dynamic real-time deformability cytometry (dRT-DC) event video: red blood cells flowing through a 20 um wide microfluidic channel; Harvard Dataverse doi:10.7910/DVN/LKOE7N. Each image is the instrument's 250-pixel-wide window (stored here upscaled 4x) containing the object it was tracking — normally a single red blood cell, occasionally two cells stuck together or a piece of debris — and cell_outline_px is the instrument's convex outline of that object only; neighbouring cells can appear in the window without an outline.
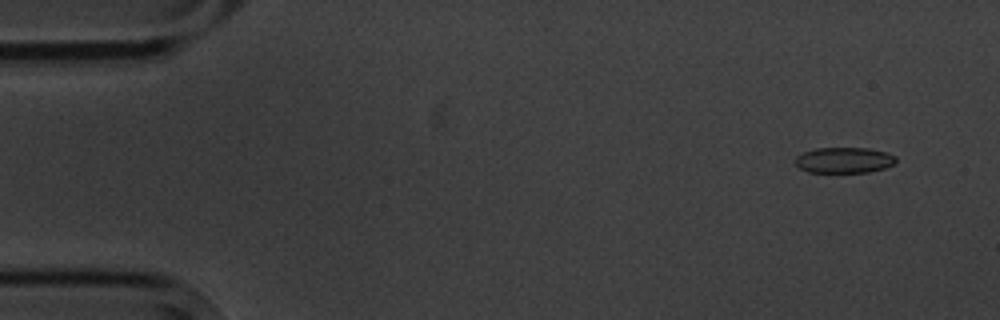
{"species": "common noctule bat (a hibernating species)", "species_latin": "Nyctalus noctula", "temperature_condition": "cold", "stored_images_in_passage": 7, "camera_frame_rate_fps": 3000, "um_per_image_px": 0.085, "animal": {"sex": "male", "body_mass_g": 20.1, "forearm_length_mm": 53.5}, "frame": {"image": 1, "passage_image": 1, "time_ms": 0.0, "image_size_px": [1000, 320], "cell_outline_px": [[896, 160], [892, 164], [884, 168], [868, 172], [808, 172], [800, 168], [796, 164], [796, 156], [804, 152], [816, 148], [868, 148], [888, 152], [896, 156]], "centroid_in_image_um": [71.76, 13.6], "position_along_channel_um": 13.2, "area_um2": 15.03}}
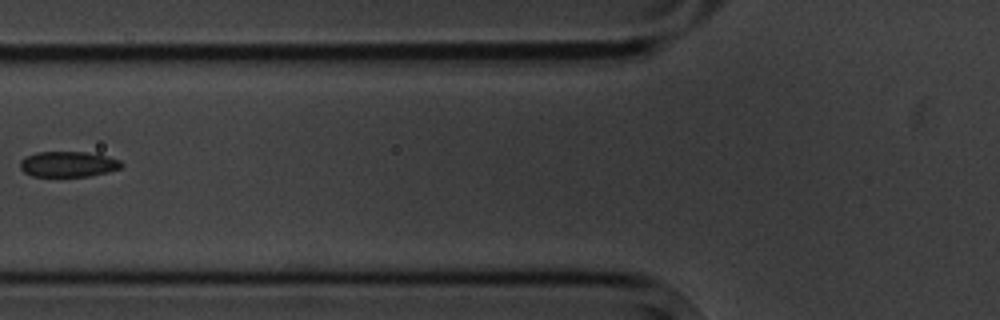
{"frame": {"image": 2, "passage_image": 6, "time_ms": 6.0, "image_size_px": [1000, 320], "cell_outline_px": [[124, 164], [120, 168], [108, 172], [88, 176], [32, 176], [24, 172], [20, 168], [20, 160], [24, 156], [36, 152], [84, 152], [108, 156], [120, 160]], "centroid_in_image_um": [5.78, 13.95], "position_along_channel_um": 120.0, "area_um2": 15.14}}
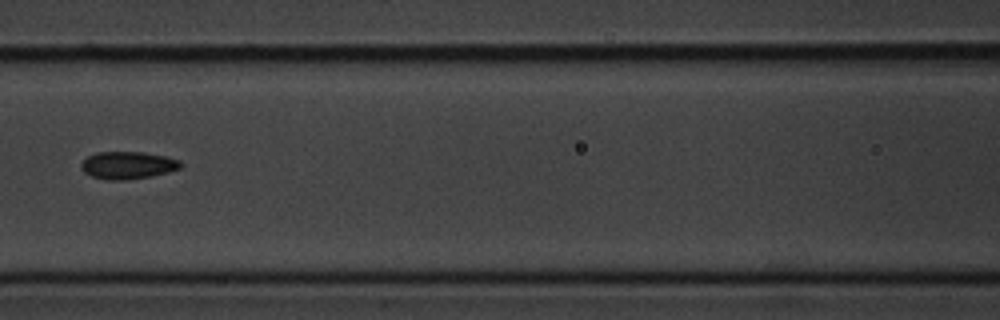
{"frame": {"image": 3, "passage_image": 7, "time_ms": 7.0, "image_size_px": [1000, 320], "cell_outline_px": [[184, 164], [180, 168], [168, 172], [152, 176], [128, 180], [108, 180], [92, 176], [84, 172], [80, 168], [80, 164], [88, 156], [96, 152], [144, 152], [168, 156], [180, 160]], "centroid_in_image_um": [10.89, 14.04], "position_along_channel_um": 155.7, "area_um2": 16.13}}